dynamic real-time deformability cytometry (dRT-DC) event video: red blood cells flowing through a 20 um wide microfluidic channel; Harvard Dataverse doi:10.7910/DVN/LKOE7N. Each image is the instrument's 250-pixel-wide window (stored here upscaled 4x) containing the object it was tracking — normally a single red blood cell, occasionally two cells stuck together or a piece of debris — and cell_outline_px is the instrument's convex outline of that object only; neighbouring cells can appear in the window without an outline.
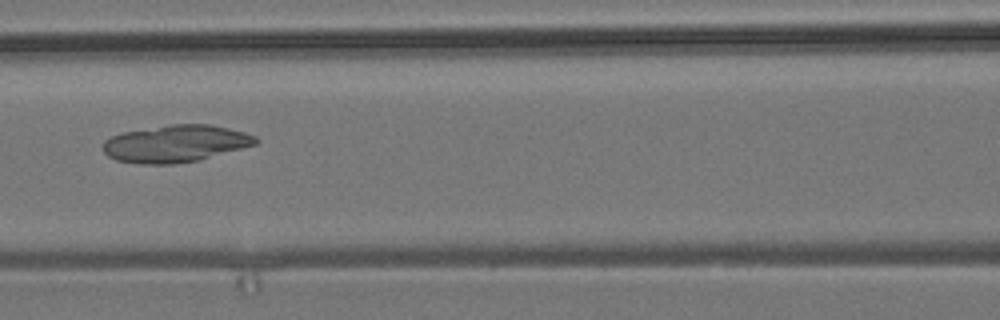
{"species": "common noctule bat (a hibernating species)", "species_latin": "Nyctalus noctula", "temperature_condition": "room temperature", "stored_images_in_passage": 7, "camera_frame_rate_fps": 3000, "um_per_image_px": 0.085, "animal": {"sex": "male", "body_mass_g": 19.2, "forearm_length_mm": 51.8}, "frame": {"image": 1, "passage_image": 7, "time_ms": 7.0, "image_size_px": [1000, 320], "cell_outline_px": [[260, 140], [256, 144], [200, 160], [172, 164], [140, 164], [116, 160], [108, 156], [104, 152], [104, 140], [112, 136], [124, 132], [172, 124], [212, 124], [244, 132], [256, 136]], "centroid_in_image_um": [14.95, 12.21], "position_along_channel_um": 151.7, "area_um2": 32.95}}